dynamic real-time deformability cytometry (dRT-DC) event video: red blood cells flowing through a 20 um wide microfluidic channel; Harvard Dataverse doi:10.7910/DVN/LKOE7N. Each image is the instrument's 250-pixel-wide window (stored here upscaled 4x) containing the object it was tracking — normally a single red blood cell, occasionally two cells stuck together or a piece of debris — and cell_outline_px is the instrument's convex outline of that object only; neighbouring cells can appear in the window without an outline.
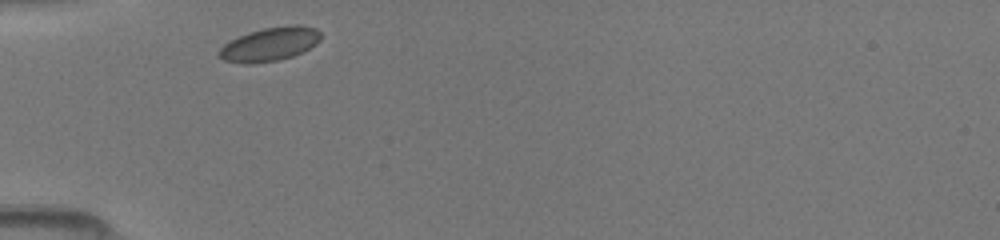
{"species": "common noctule bat (a hibernating species)", "species_latin": "Nyctalus noctula", "temperature_condition": "room temperature", "stored_images_in_passage": 27, "camera_frame_rate_fps": 3000, "um_per_image_px": 0.085, "animal": {"sex": "female", "body_mass_g": 19.5, "forearm_length_mm": 54.1}, "frame": {"image": 1, "passage_image": 1, "time_ms": 0.0, "image_size_px": [1000, 240], "cell_outline_px": [[320, 40], [316, 44], [292, 56], [276, 60], [252, 64], [240, 64], [224, 60], [216, 56], [216, 52], [224, 44], [248, 32], [264, 28], [288, 24], [300, 24], [316, 28], [320, 32]], "centroid_in_image_um": [22.9, 3.75], "position_along_channel_um": 62.1, "area_um2": 20.11}}
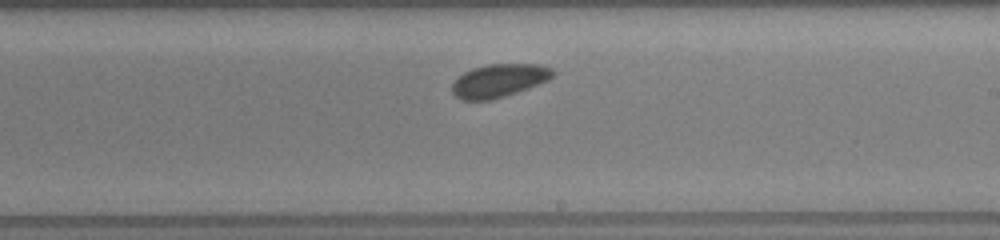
{"frame": {"image": 2, "passage_image": 15, "time_ms": 4.667, "image_size_px": [1000, 240], "cell_outline_px": [[556, 72], [548, 80], [528, 88], [492, 100], [460, 100], [452, 92], [452, 84], [464, 72], [472, 68], [488, 64], [540, 64], [552, 68]], "centroid_in_image_um": [42.42, 6.84], "position_along_channel_um": 246.6, "area_um2": 19.42}}
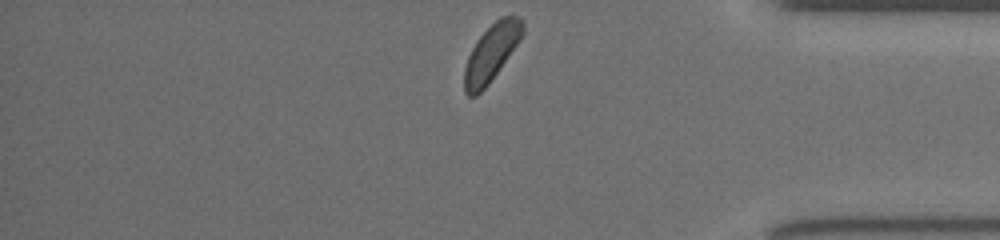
{"frame": {"image": 3, "passage_image": 27, "time_ms": 8.667, "image_size_px": [1000, 240], "cell_outline_px": [[524, 32], [520, 40], [488, 84], [476, 96], [468, 96], [464, 92], [464, 68], [468, 56], [476, 40], [500, 16], [520, 16], [524, 24]], "centroid_in_image_um": [41.76, 4.48], "position_along_channel_um": 393.4, "area_um2": 19.13}}